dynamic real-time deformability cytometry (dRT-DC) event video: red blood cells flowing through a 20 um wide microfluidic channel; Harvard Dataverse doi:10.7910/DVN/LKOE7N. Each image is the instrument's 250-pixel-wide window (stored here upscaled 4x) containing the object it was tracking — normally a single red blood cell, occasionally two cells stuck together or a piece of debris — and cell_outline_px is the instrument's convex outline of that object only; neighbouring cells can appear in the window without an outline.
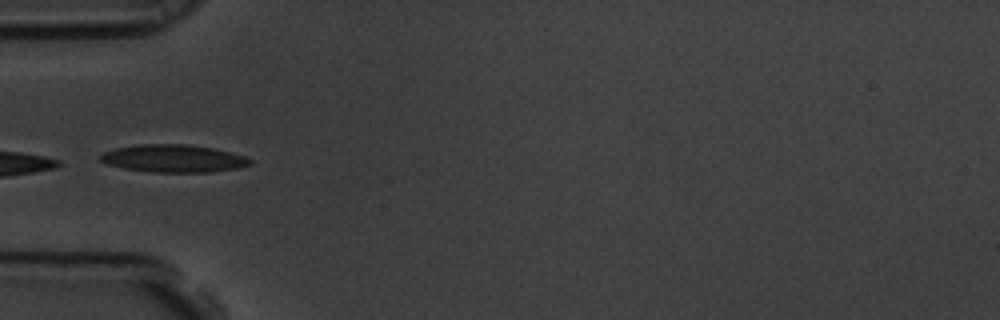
{"species": "common noctule bat (a hibernating species)", "species_latin": "Nyctalus noctula", "temperature_condition": "room temperature", "stored_images_in_passage": 8, "camera_frame_rate_fps": 3000, "um_per_image_px": 0.085, "animal": {"sex": "male", "body_mass_g": 19.5, "forearm_length_mm": 54.6}, "frame": {"image": 1, "passage_image": 6, "time_ms": 1.667, "image_size_px": [1000, 320], "cell_outline_px": [[252, 164], [236, 168], [212, 172], [156, 172], [124, 168], [108, 164], [100, 160], [100, 156], [104, 152], [116, 148], [140, 144], [188, 144], [212, 148], [244, 156], [252, 160]], "centroid_in_image_um": [14.75, 13.47], "position_along_channel_um": 70.2, "area_um2": 23.81}}
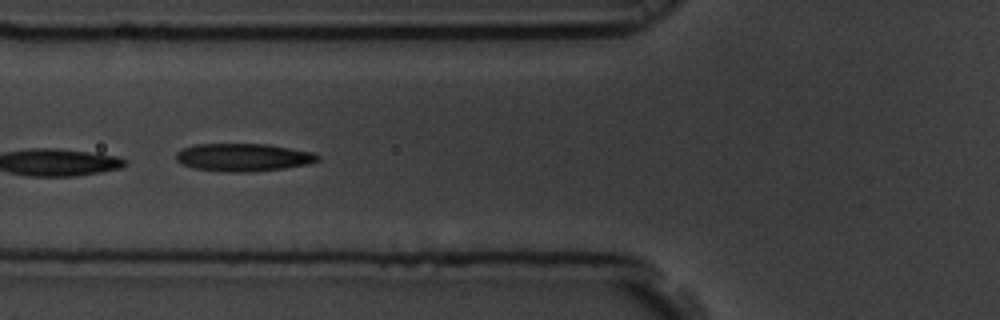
{"frame": {"image": 2, "passage_image": 7, "time_ms": 2.0, "image_size_px": [1000, 320], "cell_outline_px": [[320, 160], [308, 164], [284, 168], [252, 172], [232, 172], [192, 168], [180, 164], [176, 160], [176, 152], [180, 148], [196, 144], [268, 144], [312, 152], [320, 156]], "centroid_in_image_um": [20.64, 13.37], "position_along_channel_um": 105.2, "area_um2": 23.12}}